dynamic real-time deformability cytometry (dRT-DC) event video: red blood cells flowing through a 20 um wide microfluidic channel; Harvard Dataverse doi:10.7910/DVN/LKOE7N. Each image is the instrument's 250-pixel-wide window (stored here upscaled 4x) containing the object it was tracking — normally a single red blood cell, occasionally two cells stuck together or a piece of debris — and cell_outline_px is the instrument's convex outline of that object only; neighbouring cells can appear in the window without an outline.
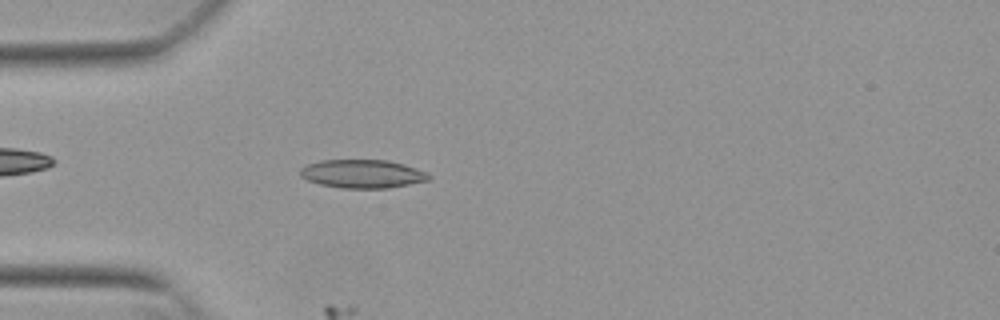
{"species": "Egyptian fruit bat (a non-hibernating species)", "species_latin": "Rousettus aegyptiacus", "temperature_condition": "warm", "stored_images_in_passage": 24, "camera_frame_rate_fps": 3000, "um_per_image_px": 0.085, "animal": {"sex": "female"}, "frame": {"image": 1, "passage_image": 15, "time_ms": 4.667, "image_size_px": [1000, 320], "cell_outline_px": [[432, 180], [388, 188], [340, 188], [320, 184], [308, 180], [300, 176], [300, 168], [308, 164], [320, 160], [388, 160], [404, 164], [428, 172], [432, 176]], "centroid_in_image_um": [30.85, 14.78], "position_along_channel_um": 54.1, "area_um2": 21.5}}